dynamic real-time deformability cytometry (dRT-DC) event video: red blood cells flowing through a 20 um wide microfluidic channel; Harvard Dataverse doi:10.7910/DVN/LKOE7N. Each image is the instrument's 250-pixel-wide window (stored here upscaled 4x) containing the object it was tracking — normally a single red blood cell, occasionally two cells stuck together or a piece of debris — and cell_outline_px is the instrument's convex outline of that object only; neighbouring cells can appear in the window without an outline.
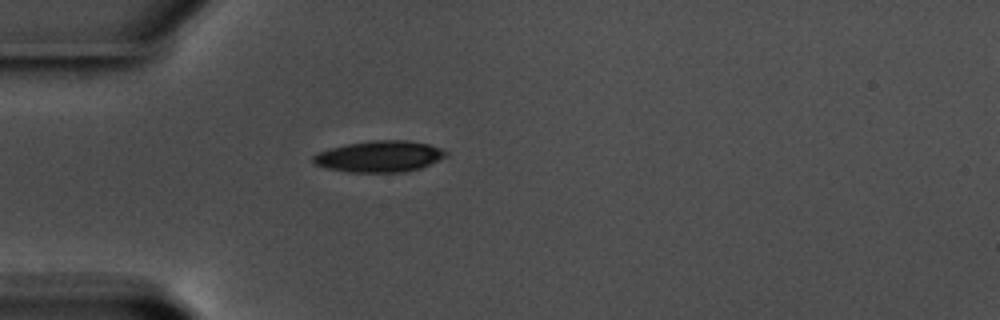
{"species": "common noctule bat (a hibernating species)", "species_latin": "Nyctalus noctula", "temperature_condition": "warm", "stored_images_in_passage": 42, "camera_frame_rate_fps": 3000, "um_per_image_px": 0.085, "animal": {"sex": "male", "body_mass_g": 17.5, "forearm_length_mm": 52.3}, "frame": {"image": 1, "passage_image": 1, "time_ms": 0.0, "image_size_px": [1000, 320], "cell_outline_px": [[448, 156], [420, 168], [404, 172], [348, 172], [328, 168], [312, 164], [312, 156], [320, 152], [332, 148], [348, 144], [376, 140], [404, 140], [428, 144], [440, 148], [448, 152]], "centroid_in_image_um": [32.26, 13.3], "position_along_channel_um": 52.7, "area_um2": 23.99}}
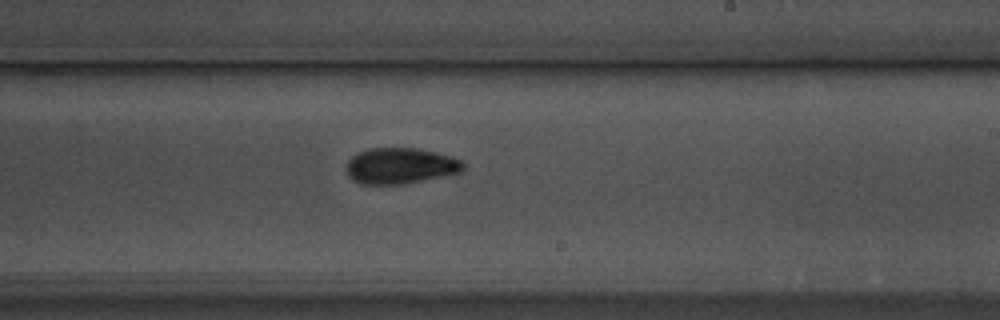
{"frame": {"image": 2, "passage_image": 19, "time_ms": 6.0, "image_size_px": [1000, 320], "cell_outline_px": [[464, 168], [460, 172], [404, 184], [360, 184], [352, 180], [348, 176], [344, 168], [348, 160], [352, 156], [368, 148], [416, 148], [436, 152], [460, 160], [464, 164]], "centroid_in_image_um": [33.96, 14.1], "position_along_channel_um": 255.0, "area_um2": 24.45}}
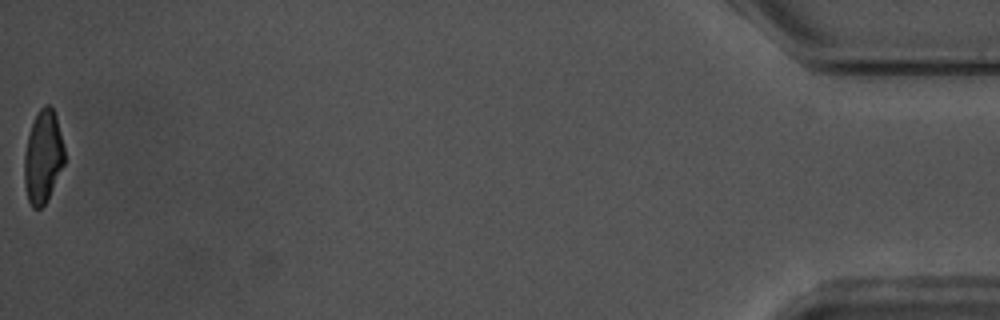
{"frame": {"image": 3, "passage_image": 42, "time_ms": 13.667, "image_size_px": [1000, 320], "cell_outline_px": [[64, 164], [48, 200], [40, 208], [32, 208], [28, 200], [24, 184], [24, 152], [28, 132], [40, 108], [44, 104], [48, 104], [52, 108], [56, 116], [64, 148]], "centroid_in_image_um": [3.64, 13.35], "position_along_channel_um": 431.6, "area_um2": 21.79}, "authors_computed_cell_mechanics": {"area_um2": 23.8425, "velocity_mm_per_s": 3.5616, "shape_relaxation_time_tau1_ms": 3.2229, "shape_relaxation_time_tau2_ms": 2.9574, "deformation_change_tau1": 0.1509, "deformation_change_tau2": 0.0834}}